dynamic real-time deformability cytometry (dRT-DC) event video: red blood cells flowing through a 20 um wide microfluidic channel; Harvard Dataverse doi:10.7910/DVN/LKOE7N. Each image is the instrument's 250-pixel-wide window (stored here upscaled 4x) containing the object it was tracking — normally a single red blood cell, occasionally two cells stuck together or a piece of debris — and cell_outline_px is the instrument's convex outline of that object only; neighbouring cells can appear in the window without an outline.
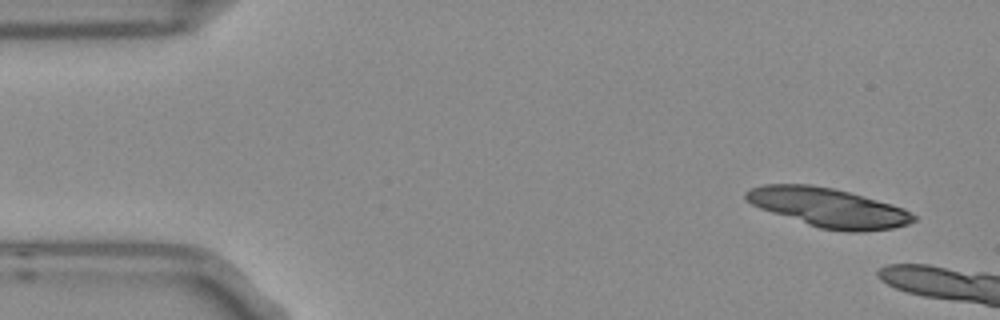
{"species": "Egyptian fruit bat (a non-hibernating species)", "species_latin": "Rousettus aegyptiacus", "temperature_condition": "room temperature", "stored_images_in_passage": 3, "camera_frame_rate_fps": 3000, "um_per_image_px": 0.085, "frame": {"image": 1, "passage_image": 1, "time_ms": 0.0, "image_size_px": [1000, 320], "cell_outline_px": [[916, 220], [908, 224], [892, 228], [860, 232], [848, 232], [820, 228], [760, 208], [752, 204], [744, 196], [744, 192], [752, 188], [764, 184], [812, 184], [832, 188], [864, 196], [892, 204], [904, 208], [916, 216]], "centroid_in_image_um": [70.44, 17.64], "position_along_channel_um": 14.6, "area_um2": 37.86}}